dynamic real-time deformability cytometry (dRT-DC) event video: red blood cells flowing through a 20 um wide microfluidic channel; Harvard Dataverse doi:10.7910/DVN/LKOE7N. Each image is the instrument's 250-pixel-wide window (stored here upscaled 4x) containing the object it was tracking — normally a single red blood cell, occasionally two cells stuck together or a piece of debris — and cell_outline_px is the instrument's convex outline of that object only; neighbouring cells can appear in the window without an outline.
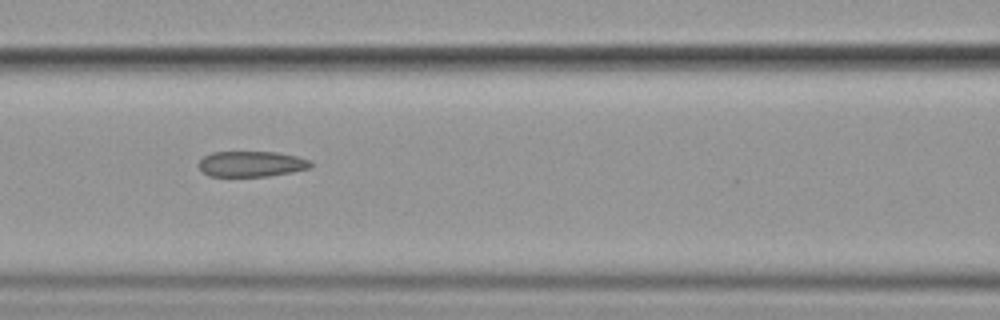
{"species": "common noctule bat (a hibernating species)", "species_latin": "Nyctalus noctula", "temperature_condition": "cold", "stored_images_in_passage": 13, "camera_frame_rate_fps": 3000, "um_per_image_px": 0.085, "animal": {"sex": "female", "body_mass_g": 19.9}, "frame": {"image": 1, "passage_image": 6, "time_ms": 6.667, "image_size_px": [1000, 320], "cell_outline_px": [[312, 168], [292, 172], [268, 176], [208, 176], [196, 164], [204, 156], [212, 152], [280, 152], [312, 160]], "centroid_in_image_um": [21.4, 13.93], "position_along_channel_um": 145.2, "area_um2": 16.88}}
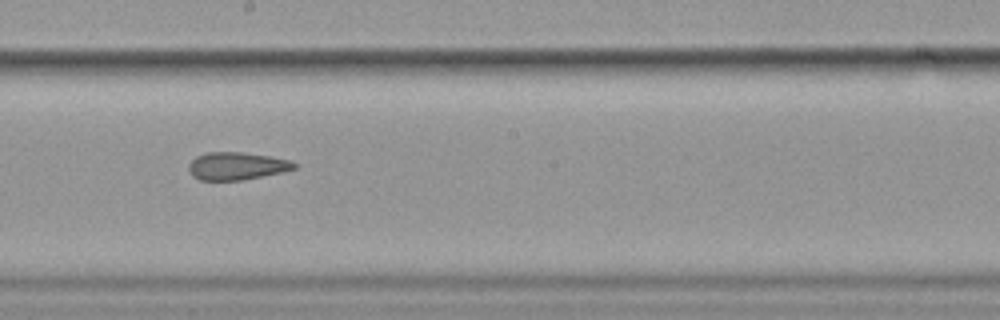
{"frame": {"image": 2, "passage_image": 8, "time_ms": 9.0, "image_size_px": [1000, 320], "cell_outline_px": [[296, 168], [280, 172], [244, 180], [200, 180], [192, 176], [188, 168], [188, 164], [196, 156], [208, 152], [240, 152], [268, 156], [292, 160], [296, 164]], "centroid_in_image_um": [20.09, 14.11], "position_along_channel_um": 228.1, "area_um2": 16.94}}
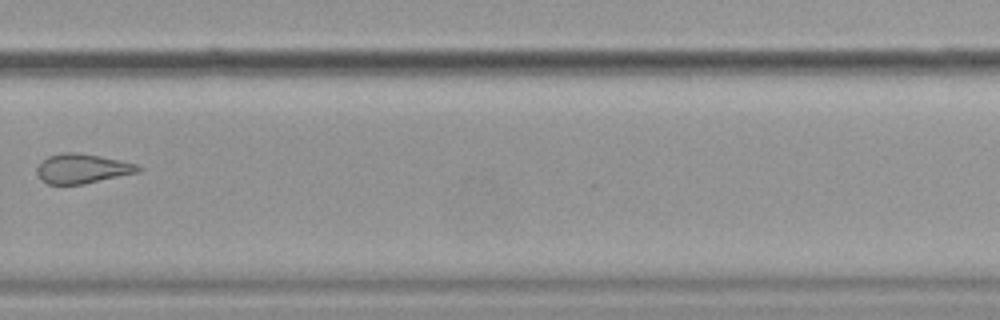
{"frame": {"image": 3, "passage_image": 10, "time_ms": 11.667, "image_size_px": [1000, 320], "cell_outline_px": [[144, 168], [140, 172], [84, 184], [48, 184], [40, 180], [36, 172], [36, 168], [40, 160], [48, 156], [60, 152], [76, 152], [100, 156], [120, 160], [136, 164]], "centroid_in_image_um": [6.97, 14.33], "position_along_channel_um": 322.8, "area_um2": 17.74}, "authors_computed_cell_mechanics": {"area_um2": 18.0914, "velocity_mm_per_s": 3.5694, "shape_relaxation_time_tau1_ms": null, "shape_relaxation_time_tau2_ms": 2.595, "deformation_change_tau1": null, "deformation_change_tau2": 0.091}}